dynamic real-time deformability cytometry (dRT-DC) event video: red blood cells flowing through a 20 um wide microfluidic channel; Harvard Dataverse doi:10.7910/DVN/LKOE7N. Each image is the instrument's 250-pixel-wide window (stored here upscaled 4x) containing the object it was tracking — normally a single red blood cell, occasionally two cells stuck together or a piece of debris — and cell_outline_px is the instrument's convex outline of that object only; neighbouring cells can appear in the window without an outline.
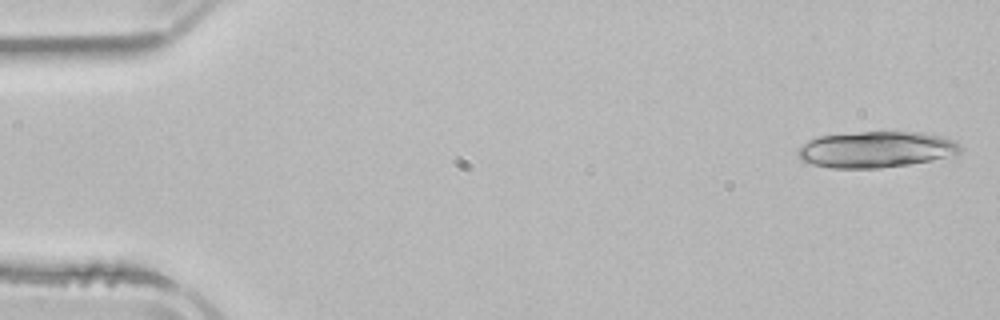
{"species": "common noctule bat (a hibernating species)", "species_latin": "Nyctalus noctula", "temperature_condition": "room temperature", "stored_images_in_passage": 3, "camera_frame_rate_fps": 3000, "um_per_image_px": 0.085, "animal": {"sex": "male", "body_mass_g": 21.5, "forearm_length_mm": 52.0}, "frame": {"image": 1, "passage_image": 1, "time_ms": 0.0, "image_size_px": [1000, 320], "cell_outline_px": [[960, 152], [956, 156], [908, 164], [880, 168], [832, 168], [812, 164], [800, 160], [796, 152], [808, 140], [820, 136], [860, 132], [920, 132], [940, 136], [956, 140], [960, 148]], "centroid_in_image_um": [74.48, 12.71], "position_along_channel_um": 10.5, "area_um2": 34.28}}